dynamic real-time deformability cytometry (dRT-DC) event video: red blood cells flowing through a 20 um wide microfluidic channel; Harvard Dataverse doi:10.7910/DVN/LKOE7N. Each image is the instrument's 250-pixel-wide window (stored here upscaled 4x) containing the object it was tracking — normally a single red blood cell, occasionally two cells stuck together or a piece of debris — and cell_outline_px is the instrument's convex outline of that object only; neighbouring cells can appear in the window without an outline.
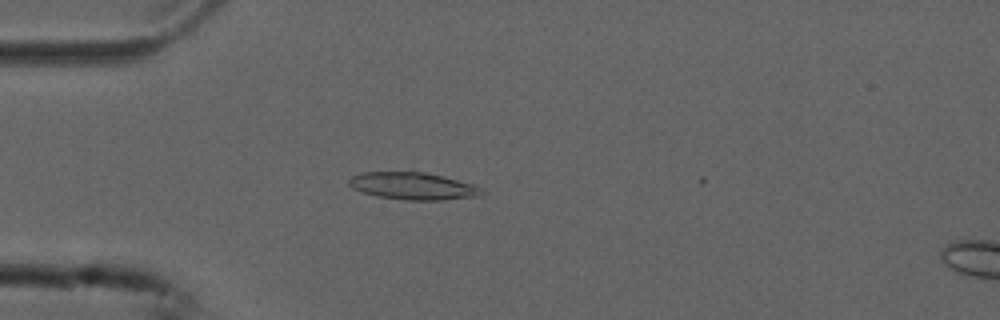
{"species": "common noctule bat (a hibernating species)", "species_latin": "Nyctalus noctula", "temperature_condition": "cold", "stored_images_in_passage": 47, "camera_frame_rate_fps": 3000, "um_per_image_px": 0.085, "animal": {"sex": "male", "forearm_length_mm": 52.5}, "frame": {"image": 1, "passage_image": 13, "time_ms": 4.0, "image_size_px": [1000, 320], "cell_outline_px": [[484, 192], [480, 196], [440, 200], [408, 200], [376, 196], [352, 188], [348, 184], [348, 180], [352, 176], [364, 172], [412, 168], [472, 184], [484, 188]], "centroid_in_image_um": [35.08, 15.76], "position_along_channel_um": 49.9, "area_um2": 21.91}}
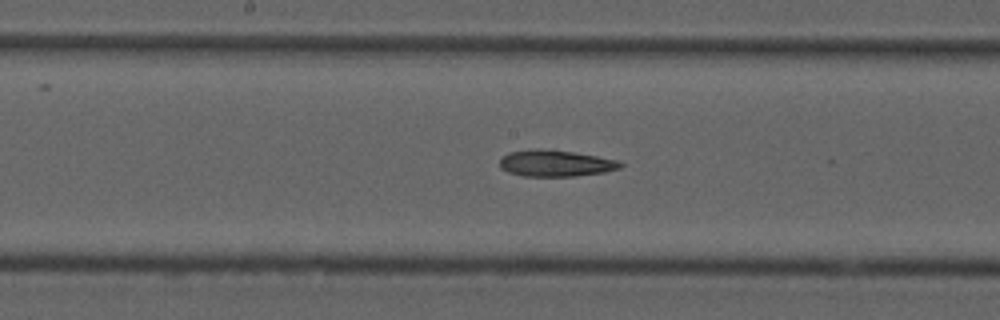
{"frame": {"image": 2, "passage_image": 26, "time_ms": 8.333, "image_size_px": [1000, 320], "cell_outline_px": [[624, 164], [620, 168], [604, 172], [576, 176], [524, 176], [508, 172], [500, 168], [500, 160], [508, 152], [536, 148], [540, 148], [572, 152], [596, 156], [616, 160]], "centroid_in_image_um": [47.2, 13.88], "position_along_channel_um": 201.0, "area_um2": 18.5}}
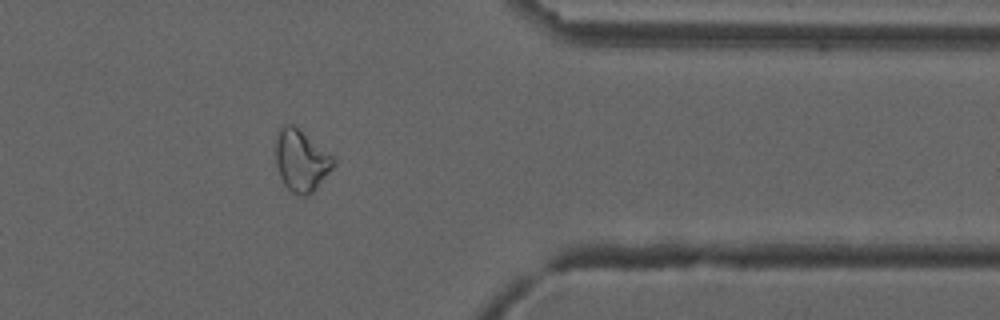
{"frame": {"image": 3, "passage_image": 42, "time_ms": 13.667, "image_size_px": [1000, 320], "cell_outline_px": [[336, 164], [316, 188], [308, 196], [300, 196], [292, 192], [284, 184], [280, 176], [276, 164], [276, 136], [280, 128], [284, 124], [292, 124], [332, 156], [336, 160]], "centroid_in_image_um": [25.59, 13.67], "position_along_channel_um": 385.8, "area_um2": 20.4}}